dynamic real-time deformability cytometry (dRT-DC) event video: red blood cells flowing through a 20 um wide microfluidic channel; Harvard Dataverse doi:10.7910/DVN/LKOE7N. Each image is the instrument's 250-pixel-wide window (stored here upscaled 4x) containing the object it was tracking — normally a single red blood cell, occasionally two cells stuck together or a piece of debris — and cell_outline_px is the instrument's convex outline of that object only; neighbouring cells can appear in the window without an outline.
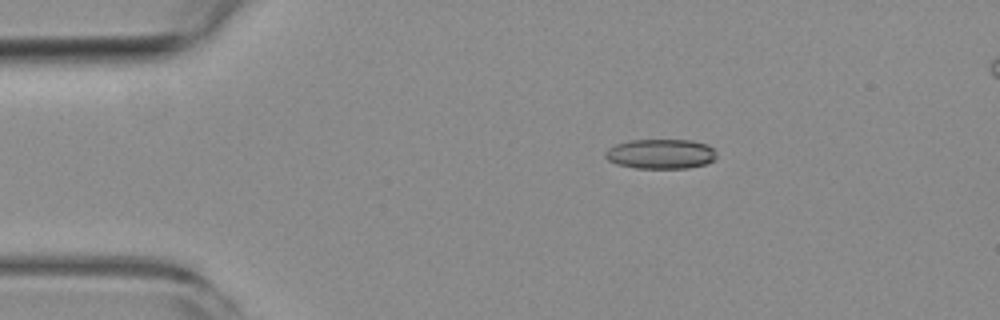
{"species": "common noctule bat (a hibernating species)", "species_latin": "Nyctalus noctula", "temperature_condition": "room temperature", "stored_images_in_passage": 5, "camera_frame_rate_fps": 3000, "um_per_image_px": 0.085, "animal": {"sex": "female", "body_mass_g": 19.3, "forearm_length_mm": 54.1}, "frame": {"image": 1, "passage_image": 3, "time_ms": 2.333, "image_size_px": [1000, 320], "cell_outline_px": [[716, 156], [712, 160], [704, 164], [688, 168], [636, 168], [616, 164], [608, 160], [604, 156], [604, 152], [608, 148], [616, 144], [628, 140], [692, 140], [708, 144], [716, 152]], "centroid_in_image_um": [56.13, 13.08], "position_along_channel_um": 28.9, "area_um2": 19.36}}